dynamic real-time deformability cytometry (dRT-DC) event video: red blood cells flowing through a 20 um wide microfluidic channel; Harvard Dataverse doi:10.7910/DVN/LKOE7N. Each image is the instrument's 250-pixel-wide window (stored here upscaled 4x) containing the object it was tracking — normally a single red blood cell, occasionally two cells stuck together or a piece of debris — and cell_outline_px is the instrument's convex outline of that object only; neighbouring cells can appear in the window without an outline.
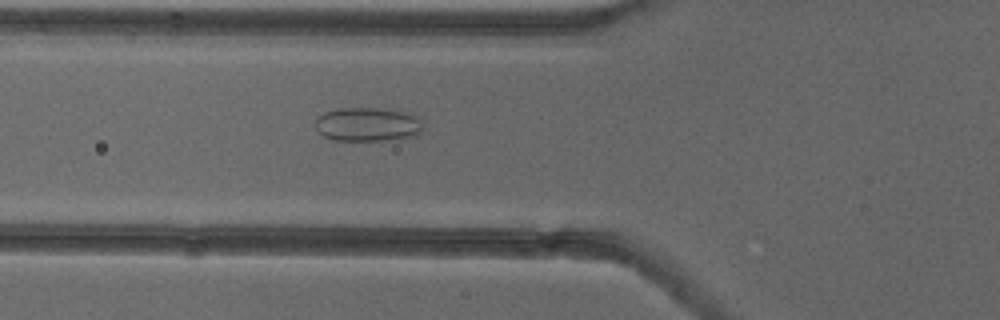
{"species": "common noctule bat (a hibernating species)", "species_latin": "Nyctalus noctula", "temperature_condition": "cold", "stored_images_in_passage": 53, "camera_frame_rate_fps": 3000, "um_per_image_px": 0.085, "animal": {"sex": "female"}, "frame": {"image": 1, "passage_image": 20, "time_ms": 6.333, "image_size_px": [1000, 320], "cell_outline_px": [[420, 132], [412, 136], [388, 140], [332, 140], [324, 136], [316, 128], [316, 120], [324, 112], [340, 108], [376, 108], [404, 112], [420, 120]], "centroid_in_image_um": [31.18, 10.58], "position_along_channel_um": 94.6, "area_um2": 20.75}}
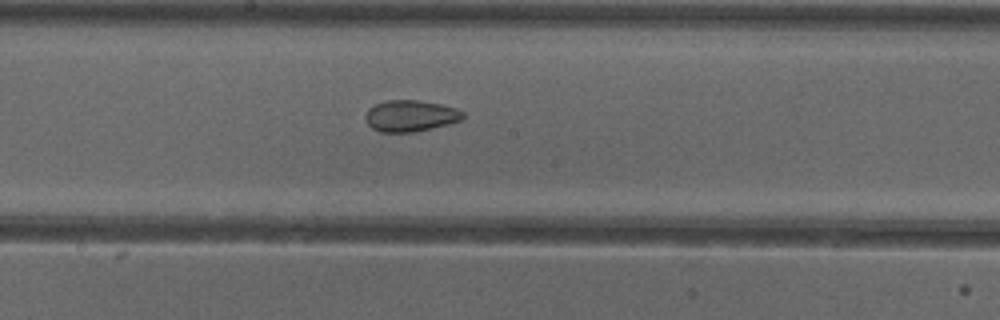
{"frame": {"image": 2, "passage_image": 29, "time_ms": 9.333, "image_size_px": [1000, 320], "cell_outline_px": [[464, 120], [432, 128], [412, 132], [380, 132], [372, 128], [368, 124], [364, 116], [368, 108], [384, 100], [416, 100], [440, 104], [456, 108], [464, 112]], "centroid_in_image_um": [34.89, 9.84], "position_along_channel_um": 213.3, "area_um2": 17.92}}
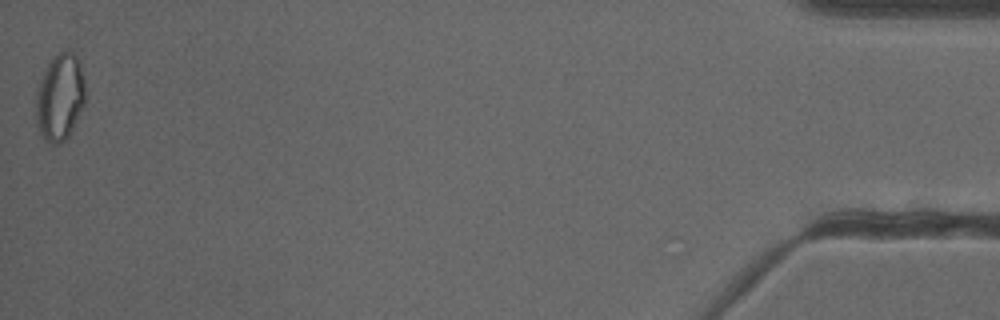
{"frame": {"image": 3, "passage_image": 53, "time_ms": 17.333, "image_size_px": [1000, 320], "cell_outline_px": [[84, 104], [68, 136], [60, 144], [52, 144], [44, 140], [40, 132], [36, 120], [36, 96], [40, 80], [52, 56], [60, 52], [76, 52], [80, 64], [84, 80]], "centroid_in_image_um": [5.09, 8.26], "position_along_channel_um": 430.1, "area_um2": 24.74}, "authors_computed_cell_mechanics": {"area_um2": 21.964, "velocity_mm_per_s": 3.9231, "shape_relaxation_time_tau1_ms": null, "shape_relaxation_time_tau2_ms": 2.8384, "deformation_change_tau1": null, "deformation_change_tau2": 0.0886}}